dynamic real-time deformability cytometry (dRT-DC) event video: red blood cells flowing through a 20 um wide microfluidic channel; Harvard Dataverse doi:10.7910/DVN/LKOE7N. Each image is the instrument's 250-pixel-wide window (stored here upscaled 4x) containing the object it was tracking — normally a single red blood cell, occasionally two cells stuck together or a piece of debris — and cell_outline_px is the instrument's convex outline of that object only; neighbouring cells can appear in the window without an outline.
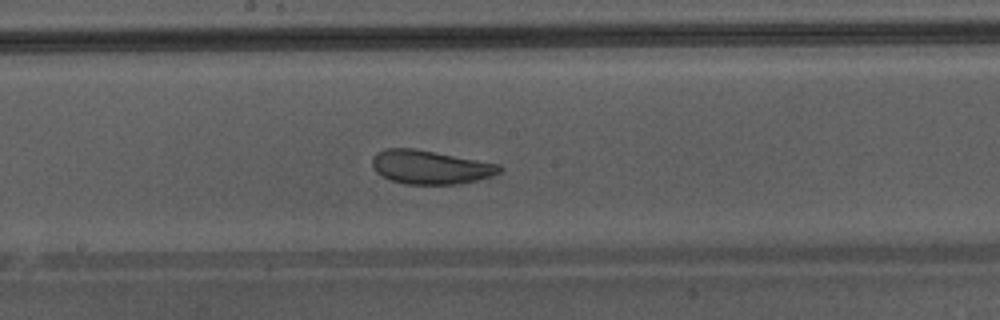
{"species": "Egyptian fruit bat (a non-hibernating species)", "species_latin": "Rousettus aegyptiacus", "temperature_condition": "warm", "stored_images_in_passage": 49, "camera_frame_rate_fps": 3000, "um_per_image_px": 0.085, "animal": {"sex": "male"}, "frame": {"image": 1, "passage_image": 28, "time_ms": 9.0, "image_size_px": [1000, 320], "cell_outline_px": [[504, 168], [500, 172], [492, 176], [460, 184], [404, 184], [392, 180], [376, 172], [372, 164], [372, 156], [376, 152], [384, 148], [412, 148], [500, 164]], "centroid_in_image_um": [36.57, 14.2], "position_along_channel_um": 211.6, "area_um2": 24.97}}